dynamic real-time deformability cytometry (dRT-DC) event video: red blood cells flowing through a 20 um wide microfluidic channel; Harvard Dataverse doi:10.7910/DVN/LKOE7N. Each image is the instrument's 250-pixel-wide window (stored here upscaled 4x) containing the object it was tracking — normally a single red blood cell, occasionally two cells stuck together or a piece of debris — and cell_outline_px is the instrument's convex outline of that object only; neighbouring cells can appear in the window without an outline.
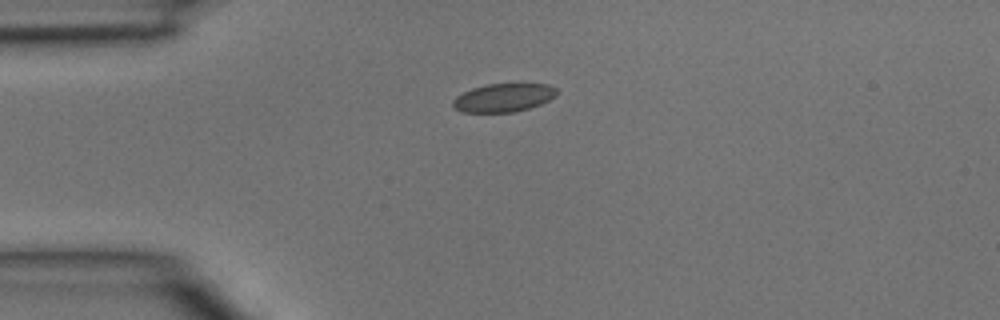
{"species": "common noctule bat (a hibernating species)", "species_latin": "Nyctalus noctula", "temperature_condition": "room temperature", "stored_images_in_passage": 1, "camera_frame_rate_fps": 3000, "um_per_image_px": 0.085, "animal": {"sex": "male", "body_mass_g": 15.6}, "frame": {"image": 1, "passage_image": 1, "time_ms": 0.0, "image_size_px": [1000, 320], "cell_outline_px": [[556, 96], [540, 104], [516, 112], [464, 112], [456, 108], [452, 104], [452, 100], [456, 96], [472, 88], [488, 84], [520, 80], [548, 84], [556, 88]], "centroid_in_image_um": [42.86, 8.24], "position_along_channel_um": 42.1, "area_um2": 17.86}}